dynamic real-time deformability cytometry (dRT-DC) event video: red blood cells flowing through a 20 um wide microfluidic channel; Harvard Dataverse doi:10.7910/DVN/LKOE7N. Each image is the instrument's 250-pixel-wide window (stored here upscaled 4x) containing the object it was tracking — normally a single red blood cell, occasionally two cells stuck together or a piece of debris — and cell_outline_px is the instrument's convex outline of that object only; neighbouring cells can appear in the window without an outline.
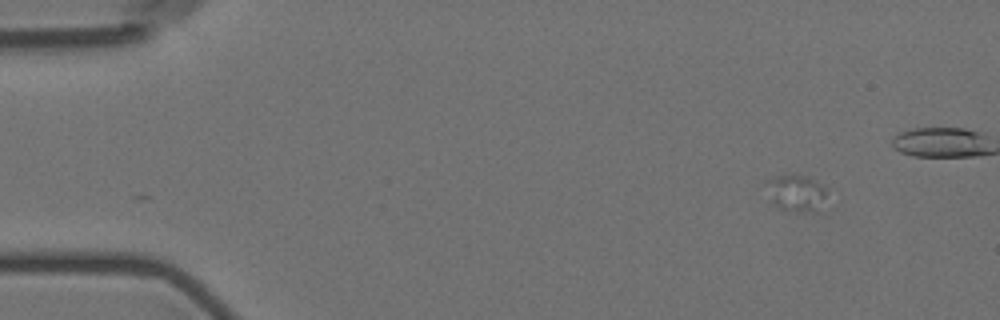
{"species": "Egyptian fruit bat (a non-hibernating species)", "species_latin": "Rousettus aegyptiacus", "temperature_condition": "room temperature", "stored_images_in_passage": 2, "camera_frame_rate_fps": 3000, "um_per_image_px": 0.085, "animal": {"sex": "female"}, "frame": {"image": 1, "passage_image": 2, "time_ms": 2.0, "image_size_px": [1000, 320], "cell_outline_px": [[828, 192], [816, 212], [784, 212], [772, 200], [764, 180], [772, 176], [804, 176], [824, 184], [828, 188]], "centroid_in_image_um": [67.69, 16.42], "position_along_channel_um": 17.3, "area_um2": 13.01}}